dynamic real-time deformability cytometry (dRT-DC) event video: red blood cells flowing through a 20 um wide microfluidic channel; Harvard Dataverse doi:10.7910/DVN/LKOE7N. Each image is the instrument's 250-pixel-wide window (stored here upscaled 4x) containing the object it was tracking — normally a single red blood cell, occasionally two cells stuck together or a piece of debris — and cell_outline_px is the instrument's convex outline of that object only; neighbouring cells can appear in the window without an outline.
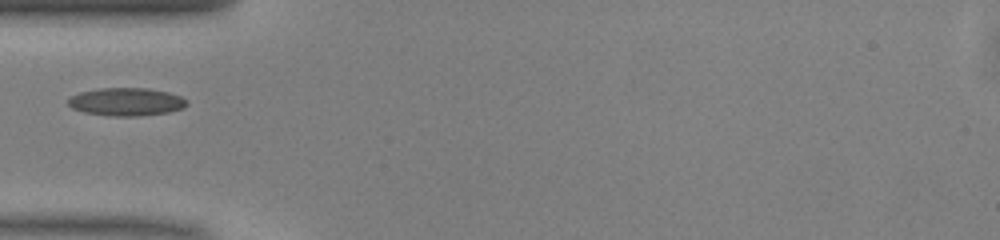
{"species": "common noctule bat (a hibernating species)", "species_latin": "Nyctalus noctula", "temperature_condition": "warm", "stored_images_in_passage": 25, "camera_frame_rate_fps": 3000, "um_per_image_px": 0.085, "animal": {"sex": "male", "body_mass_g": 13.0, "forearm_length_mm": 53.1}, "frame": {"image": 1, "passage_image": 1, "time_ms": 0.0, "image_size_px": [1000, 240], "cell_outline_px": [[188, 104], [184, 108], [168, 112], [136, 116], [112, 116], [84, 112], [72, 108], [68, 104], [68, 100], [72, 96], [80, 92], [100, 88], [148, 88], [168, 92], [180, 96], [188, 100]], "centroid_in_image_um": [10.76, 8.65], "position_along_channel_um": 74.2, "area_um2": 19.31}}
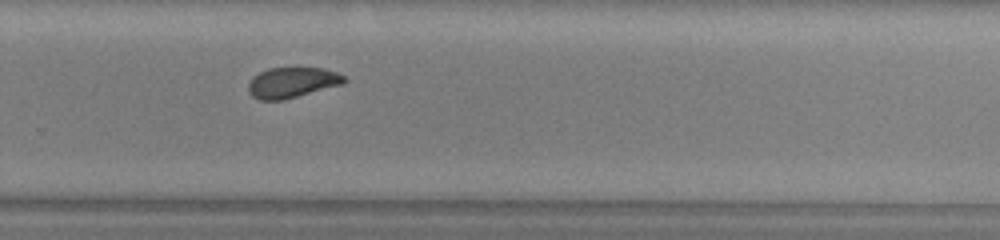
{"frame": {"image": 2, "passage_image": 18, "time_ms": 5.667, "image_size_px": [1000, 240], "cell_outline_px": [[348, 80], [344, 84], [280, 100], [260, 100], [252, 96], [248, 92], [248, 84], [252, 76], [268, 68], [324, 68], [336, 72], [344, 76]], "centroid_in_image_um": [24.82, 7.0], "position_along_channel_um": 305.0, "area_um2": 16.99}}
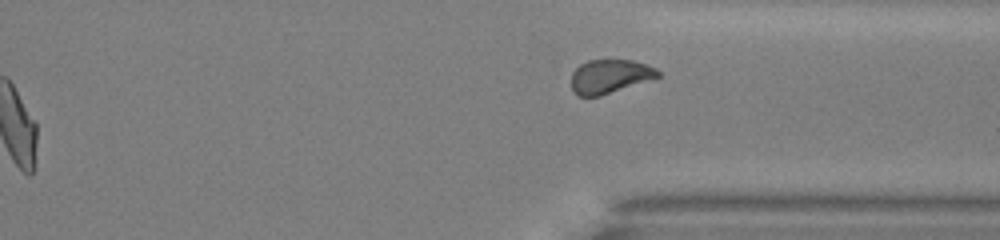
{"frame": {"image": 3, "passage_image": 22, "time_ms": 7.0, "image_size_px": [1000, 240], "cell_outline_px": [[660, 76], [600, 96], [580, 96], [572, 88], [572, 72], [580, 64], [588, 60], [632, 60], [656, 68], [660, 72]], "centroid_in_image_um": [51.82, 6.48], "position_along_channel_um": 359.6, "area_um2": 16.76}}